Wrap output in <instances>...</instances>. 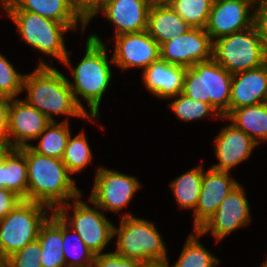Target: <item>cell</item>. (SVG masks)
Listing matches in <instances>:
<instances>
[{"mask_svg": "<svg viewBox=\"0 0 267 267\" xmlns=\"http://www.w3.org/2000/svg\"><path fill=\"white\" fill-rule=\"evenodd\" d=\"M169 99H174V101H171L167 106L183 122L201 120L207 116L211 117V114L214 118H220L222 120V116L210 103L196 101L183 93H179Z\"/></svg>", "mask_w": 267, "mask_h": 267, "instance_id": "obj_30", "label": "cell"}, {"mask_svg": "<svg viewBox=\"0 0 267 267\" xmlns=\"http://www.w3.org/2000/svg\"><path fill=\"white\" fill-rule=\"evenodd\" d=\"M79 196L60 205L54 212L83 240L85 245L96 255L104 252L113 236V223L104 215L97 205L92 208ZM98 208V209H97ZM73 210L70 214L69 211Z\"/></svg>", "mask_w": 267, "mask_h": 267, "instance_id": "obj_9", "label": "cell"}, {"mask_svg": "<svg viewBox=\"0 0 267 267\" xmlns=\"http://www.w3.org/2000/svg\"><path fill=\"white\" fill-rule=\"evenodd\" d=\"M260 267H267V259H266L265 263L263 265H261Z\"/></svg>", "mask_w": 267, "mask_h": 267, "instance_id": "obj_45", "label": "cell"}, {"mask_svg": "<svg viewBox=\"0 0 267 267\" xmlns=\"http://www.w3.org/2000/svg\"><path fill=\"white\" fill-rule=\"evenodd\" d=\"M149 8V0H115L99 13L112 22L117 36L147 30Z\"/></svg>", "mask_w": 267, "mask_h": 267, "instance_id": "obj_20", "label": "cell"}, {"mask_svg": "<svg viewBox=\"0 0 267 267\" xmlns=\"http://www.w3.org/2000/svg\"><path fill=\"white\" fill-rule=\"evenodd\" d=\"M191 28L171 6H150L147 32L160 46L166 41L186 34Z\"/></svg>", "mask_w": 267, "mask_h": 267, "instance_id": "obj_22", "label": "cell"}, {"mask_svg": "<svg viewBox=\"0 0 267 267\" xmlns=\"http://www.w3.org/2000/svg\"><path fill=\"white\" fill-rule=\"evenodd\" d=\"M20 149L25 153L27 164V201L41 203L55 211L60 205L82 196L62 159L38 154L29 145Z\"/></svg>", "mask_w": 267, "mask_h": 267, "instance_id": "obj_2", "label": "cell"}, {"mask_svg": "<svg viewBox=\"0 0 267 267\" xmlns=\"http://www.w3.org/2000/svg\"><path fill=\"white\" fill-rule=\"evenodd\" d=\"M193 232L187 237L179 259L171 267H216L217 264L219 265V259L200 243L199 231ZM167 265L170 267L169 263Z\"/></svg>", "mask_w": 267, "mask_h": 267, "instance_id": "obj_29", "label": "cell"}, {"mask_svg": "<svg viewBox=\"0 0 267 267\" xmlns=\"http://www.w3.org/2000/svg\"><path fill=\"white\" fill-rule=\"evenodd\" d=\"M37 240L41 248L42 267H66L63 253L62 219L52 212L41 226Z\"/></svg>", "mask_w": 267, "mask_h": 267, "instance_id": "obj_23", "label": "cell"}, {"mask_svg": "<svg viewBox=\"0 0 267 267\" xmlns=\"http://www.w3.org/2000/svg\"><path fill=\"white\" fill-rule=\"evenodd\" d=\"M223 120H230L258 145L267 142V102L233 109Z\"/></svg>", "mask_w": 267, "mask_h": 267, "instance_id": "obj_25", "label": "cell"}, {"mask_svg": "<svg viewBox=\"0 0 267 267\" xmlns=\"http://www.w3.org/2000/svg\"><path fill=\"white\" fill-rule=\"evenodd\" d=\"M71 136L72 134L68 138L62 161L66 165L68 172L71 175H75V173L82 172L91 162L93 153L84 131L74 138Z\"/></svg>", "mask_w": 267, "mask_h": 267, "instance_id": "obj_31", "label": "cell"}, {"mask_svg": "<svg viewBox=\"0 0 267 267\" xmlns=\"http://www.w3.org/2000/svg\"><path fill=\"white\" fill-rule=\"evenodd\" d=\"M62 240L66 267H89L94 265L95 254L85 245L76 231L71 229L63 220Z\"/></svg>", "mask_w": 267, "mask_h": 267, "instance_id": "obj_28", "label": "cell"}, {"mask_svg": "<svg viewBox=\"0 0 267 267\" xmlns=\"http://www.w3.org/2000/svg\"><path fill=\"white\" fill-rule=\"evenodd\" d=\"M243 186L239 183L220 203L216 212L198 229L203 235L210 232L216 241L251 222L250 206Z\"/></svg>", "mask_w": 267, "mask_h": 267, "instance_id": "obj_11", "label": "cell"}, {"mask_svg": "<svg viewBox=\"0 0 267 267\" xmlns=\"http://www.w3.org/2000/svg\"><path fill=\"white\" fill-rule=\"evenodd\" d=\"M81 8L89 1V0H74Z\"/></svg>", "mask_w": 267, "mask_h": 267, "instance_id": "obj_42", "label": "cell"}, {"mask_svg": "<svg viewBox=\"0 0 267 267\" xmlns=\"http://www.w3.org/2000/svg\"><path fill=\"white\" fill-rule=\"evenodd\" d=\"M22 199L15 193L0 188V220L12 211Z\"/></svg>", "mask_w": 267, "mask_h": 267, "instance_id": "obj_37", "label": "cell"}, {"mask_svg": "<svg viewBox=\"0 0 267 267\" xmlns=\"http://www.w3.org/2000/svg\"><path fill=\"white\" fill-rule=\"evenodd\" d=\"M10 98L0 97V141L7 142L8 110Z\"/></svg>", "mask_w": 267, "mask_h": 267, "instance_id": "obj_39", "label": "cell"}, {"mask_svg": "<svg viewBox=\"0 0 267 267\" xmlns=\"http://www.w3.org/2000/svg\"><path fill=\"white\" fill-rule=\"evenodd\" d=\"M41 248L38 240L27 244L21 250L9 256L8 267H42L40 263Z\"/></svg>", "mask_w": 267, "mask_h": 267, "instance_id": "obj_34", "label": "cell"}, {"mask_svg": "<svg viewBox=\"0 0 267 267\" xmlns=\"http://www.w3.org/2000/svg\"><path fill=\"white\" fill-rule=\"evenodd\" d=\"M24 90L27 91L24 100L36 107L51 122L57 121L54 115H68L65 120H62L65 122L69 121V117H79L89 121H95L98 118L90 117L77 104L66 76L43 60H40L34 71L25 74Z\"/></svg>", "mask_w": 267, "mask_h": 267, "instance_id": "obj_3", "label": "cell"}, {"mask_svg": "<svg viewBox=\"0 0 267 267\" xmlns=\"http://www.w3.org/2000/svg\"><path fill=\"white\" fill-rule=\"evenodd\" d=\"M232 77L213 58L198 62L186 68L181 93L196 101L210 103L225 118L229 114Z\"/></svg>", "mask_w": 267, "mask_h": 267, "instance_id": "obj_5", "label": "cell"}, {"mask_svg": "<svg viewBox=\"0 0 267 267\" xmlns=\"http://www.w3.org/2000/svg\"><path fill=\"white\" fill-rule=\"evenodd\" d=\"M145 267H168V265L162 264V265H153V266H145Z\"/></svg>", "mask_w": 267, "mask_h": 267, "instance_id": "obj_44", "label": "cell"}, {"mask_svg": "<svg viewBox=\"0 0 267 267\" xmlns=\"http://www.w3.org/2000/svg\"><path fill=\"white\" fill-rule=\"evenodd\" d=\"M254 2L255 0L214 1L205 27L211 41L253 26Z\"/></svg>", "mask_w": 267, "mask_h": 267, "instance_id": "obj_12", "label": "cell"}, {"mask_svg": "<svg viewBox=\"0 0 267 267\" xmlns=\"http://www.w3.org/2000/svg\"><path fill=\"white\" fill-rule=\"evenodd\" d=\"M89 201L104 212H120L142 186L135 176L103 166L96 170Z\"/></svg>", "mask_w": 267, "mask_h": 267, "instance_id": "obj_10", "label": "cell"}, {"mask_svg": "<svg viewBox=\"0 0 267 267\" xmlns=\"http://www.w3.org/2000/svg\"><path fill=\"white\" fill-rule=\"evenodd\" d=\"M267 102V63L233 74L229 113L254 104Z\"/></svg>", "mask_w": 267, "mask_h": 267, "instance_id": "obj_19", "label": "cell"}, {"mask_svg": "<svg viewBox=\"0 0 267 267\" xmlns=\"http://www.w3.org/2000/svg\"><path fill=\"white\" fill-rule=\"evenodd\" d=\"M175 0H149L150 6H171Z\"/></svg>", "mask_w": 267, "mask_h": 267, "instance_id": "obj_41", "label": "cell"}, {"mask_svg": "<svg viewBox=\"0 0 267 267\" xmlns=\"http://www.w3.org/2000/svg\"><path fill=\"white\" fill-rule=\"evenodd\" d=\"M213 42L202 28H191L184 35L164 42L160 46V58L167 63L192 67L212 58Z\"/></svg>", "mask_w": 267, "mask_h": 267, "instance_id": "obj_13", "label": "cell"}, {"mask_svg": "<svg viewBox=\"0 0 267 267\" xmlns=\"http://www.w3.org/2000/svg\"><path fill=\"white\" fill-rule=\"evenodd\" d=\"M212 58L233 75L266 64L267 52L253 25L214 40Z\"/></svg>", "mask_w": 267, "mask_h": 267, "instance_id": "obj_7", "label": "cell"}, {"mask_svg": "<svg viewBox=\"0 0 267 267\" xmlns=\"http://www.w3.org/2000/svg\"><path fill=\"white\" fill-rule=\"evenodd\" d=\"M115 0H89L82 8V16L84 22L88 25L98 12Z\"/></svg>", "mask_w": 267, "mask_h": 267, "instance_id": "obj_38", "label": "cell"}, {"mask_svg": "<svg viewBox=\"0 0 267 267\" xmlns=\"http://www.w3.org/2000/svg\"><path fill=\"white\" fill-rule=\"evenodd\" d=\"M212 0H175L171 8L192 28L205 29Z\"/></svg>", "mask_w": 267, "mask_h": 267, "instance_id": "obj_32", "label": "cell"}, {"mask_svg": "<svg viewBox=\"0 0 267 267\" xmlns=\"http://www.w3.org/2000/svg\"><path fill=\"white\" fill-rule=\"evenodd\" d=\"M214 144V153L219 163L213 164L211 168L224 172H230L233 167L249 159L254 148L258 146L251 137L232 123L221 128Z\"/></svg>", "mask_w": 267, "mask_h": 267, "instance_id": "obj_18", "label": "cell"}, {"mask_svg": "<svg viewBox=\"0 0 267 267\" xmlns=\"http://www.w3.org/2000/svg\"><path fill=\"white\" fill-rule=\"evenodd\" d=\"M0 188L27 201V164L25 153L20 148H11L0 162Z\"/></svg>", "mask_w": 267, "mask_h": 267, "instance_id": "obj_24", "label": "cell"}, {"mask_svg": "<svg viewBox=\"0 0 267 267\" xmlns=\"http://www.w3.org/2000/svg\"><path fill=\"white\" fill-rule=\"evenodd\" d=\"M253 12V25L255 26L267 52V0H255Z\"/></svg>", "mask_w": 267, "mask_h": 267, "instance_id": "obj_36", "label": "cell"}, {"mask_svg": "<svg viewBox=\"0 0 267 267\" xmlns=\"http://www.w3.org/2000/svg\"><path fill=\"white\" fill-rule=\"evenodd\" d=\"M70 135L69 122L52 121L36 138L38 144L29 146L38 154L62 159Z\"/></svg>", "mask_w": 267, "mask_h": 267, "instance_id": "obj_27", "label": "cell"}, {"mask_svg": "<svg viewBox=\"0 0 267 267\" xmlns=\"http://www.w3.org/2000/svg\"><path fill=\"white\" fill-rule=\"evenodd\" d=\"M94 267H145L135 259L122 257L115 252H104L94 256Z\"/></svg>", "mask_w": 267, "mask_h": 267, "instance_id": "obj_35", "label": "cell"}, {"mask_svg": "<svg viewBox=\"0 0 267 267\" xmlns=\"http://www.w3.org/2000/svg\"><path fill=\"white\" fill-rule=\"evenodd\" d=\"M54 212L37 202L22 200L0 220V257L7 259L27 244L36 241L41 226Z\"/></svg>", "mask_w": 267, "mask_h": 267, "instance_id": "obj_6", "label": "cell"}, {"mask_svg": "<svg viewBox=\"0 0 267 267\" xmlns=\"http://www.w3.org/2000/svg\"><path fill=\"white\" fill-rule=\"evenodd\" d=\"M123 214L119 227H113V236L117 235L114 252L135 259L145 266L169 263L167 248L155 223L128 212Z\"/></svg>", "mask_w": 267, "mask_h": 267, "instance_id": "obj_4", "label": "cell"}, {"mask_svg": "<svg viewBox=\"0 0 267 267\" xmlns=\"http://www.w3.org/2000/svg\"><path fill=\"white\" fill-rule=\"evenodd\" d=\"M106 47V44H104L99 36L91 34L86 39L85 55L76 67H71L69 59V55L72 53L71 51H68V54L62 62L70 68L72 73L71 76L74 82H71L68 78L67 82L77 104L90 117H100L99 105L104 96L103 94L109 88L112 81L110 66H114V62L112 56L108 59ZM82 97L89 106V112H87V109L79 99Z\"/></svg>", "mask_w": 267, "mask_h": 267, "instance_id": "obj_1", "label": "cell"}, {"mask_svg": "<svg viewBox=\"0 0 267 267\" xmlns=\"http://www.w3.org/2000/svg\"><path fill=\"white\" fill-rule=\"evenodd\" d=\"M18 29L23 41L47 56L63 62L68 51L64 33L71 30L67 25L25 10H4Z\"/></svg>", "mask_w": 267, "mask_h": 267, "instance_id": "obj_8", "label": "cell"}, {"mask_svg": "<svg viewBox=\"0 0 267 267\" xmlns=\"http://www.w3.org/2000/svg\"><path fill=\"white\" fill-rule=\"evenodd\" d=\"M203 166L200 164L170 182L177 206L195 210L202 188Z\"/></svg>", "mask_w": 267, "mask_h": 267, "instance_id": "obj_26", "label": "cell"}, {"mask_svg": "<svg viewBox=\"0 0 267 267\" xmlns=\"http://www.w3.org/2000/svg\"><path fill=\"white\" fill-rule=\"evenodd\" d=\"M25 74H20L14 66L0 53V97L17 98L23 91Z\"/></svg>", "mask_w": 267, "mask_h": 267, "instance_id": "obj_33", "label": "cell"}, {"mask_svg": "<svg viewBox=\"0 0 267 267\" xmlns=\"http://www.w3.org/2000/svg\"><path fill=\"white\" fill-rule=\"evenodd\" d=\"M112 54L114 66L122 71L131 68L146 69L160 59V45L145 31L114 36Z\"/></svg>", "mask_w": 267, "mask_h": 267, "instance_id": "obj_14", "label": "cell"}, {"mask_svg": "<svg viewBox=\"0 0 267 267\" xmlns=\"http://www.w3.org/2000/svg\"><path fill=\"white\" fill-rule=\"evenodd\" d=\"M0 267H8L7 260L0 257Z\"/></svg>", "mask_w": 267, "mask_h": 267, "instance_id": "obj_43", "label": "cell"}, {"mask_svg": "<svg viewBox=\"0 0 267 267\" xmlns=\"http://www.w3.org/2000/svg\"><path fill=\"white\" fill-rule=\"evenodd\" d=\"M238 181L230 176V172L215 170L204 171L199 200L193 211L194 230H198L218 209L227 194L237 185Z\"/></svg>", "mask_w": 267, "mask_h": 267, "instance_id": "obj_17", "label": "cell"}, {"mask_svg": "<svg viewBox=\"0 0 267 267\" xmlns=\"http://www.w3.org/2000/svg\"><path fill=\"white\" fill-rule=\"evenodd\" d=\"M186 68L161 58L142 71L145 88L159 99H167L182 92Z\"/></svg>", "mask_w": 267, "mask_h": 267, "instance_id": "obj_21", "label": "cell"}, {"mask_svg": "<svg viewBox=\"0 0 267 267\" xmlns=\"http://www.w3.org/2000/svg\"><path fill=\"white\" fill-rule=\"evenodd\" d=\"M3 10H25L85 32L81 7L74 0H0ZM79 26V27H78Z\"/></svg>", "mask_w": 267, "mask_h": 267, "instance_id": "obj_16", "label": "cell"}, {"mask_svg": "<svg viewBox=\"0 0 267 267\" xmlns=\"http://www.w3.org/2000/svg\"><path fill=\"white\" fill-rule=\"evenodd\" d=\"M12 147L9 145L8 142H1L0 141V162L3 161L4 156Z\"/></svg>", "mask_w": 267, "mask_h": 267, "instance_id": "obj_40", "label": "cell"}, {"mask_svg": "<svg viewBox=\"0 0 267 267\" xmlns=\"http://www.w3.org/2000/svg\"><path fill=\"white\" fill-rule=\"evenodd\" d=\"M51 121L26 100H10L8 110L7 142L12 148L28 146Z\"/></svg>", "mask_w": 267, "mask_h": 267, "instance_id": "obj_15", "label": "cell"}]
</instances>
